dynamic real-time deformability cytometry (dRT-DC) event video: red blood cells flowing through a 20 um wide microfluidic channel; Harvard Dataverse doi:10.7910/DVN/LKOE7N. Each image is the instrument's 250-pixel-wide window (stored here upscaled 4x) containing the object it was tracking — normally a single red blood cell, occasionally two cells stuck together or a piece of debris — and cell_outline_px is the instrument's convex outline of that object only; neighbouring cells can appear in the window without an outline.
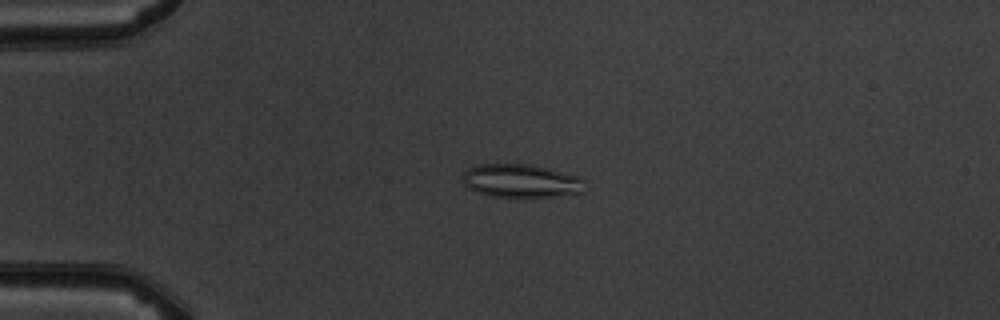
{"species": "common noctule bat (a hibernating species)", "species_latin": "Nyctalus noctula", "temperature_condition": "warm", "stored_images_in_passage": 6, "camera_frame_rate_fps": 3000, "um_per_image_px": 0.085, "animal": {"sex": "male", "body_mass_g": 19.5, "forearm_length_mm": 54.6}, "frame": {"image": 1, "passage_image": 4, "time_ms": 3.667, "image_size_px": [1000, 320], "cell_outline_px": [[584, 192], [552, 196], [492, 196], [476, 192], [468, 188], [464, 184], [464, 172], [468, 168], [480, 164], [528, 164], [548, 168], [580, 176], [584, 180]], "centroid_in_image_um": [44.3, 15.36], "position_along_channel_um": 40.7, "area_um2": 23.52}}
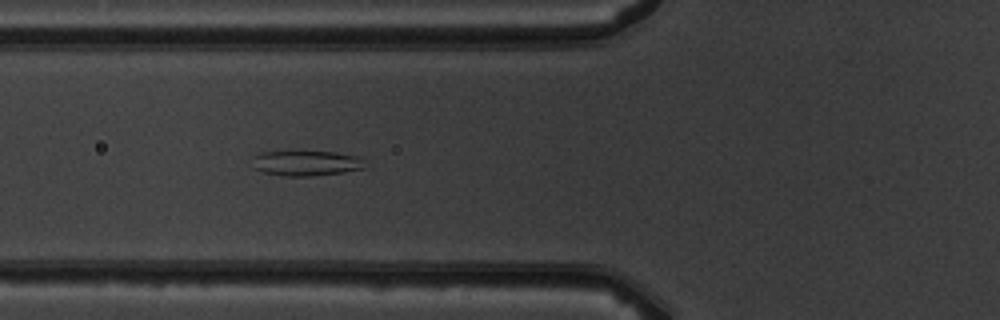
{"frame": {"image": 2, "passage_image": 6, "time_ms": 6.0, "image_size_px": [1000, 320], "cell_outline_px": [[364, 168], [344, 172], [312, 176], [284, 176], [264, 172], [256, 168], [252, 156], [260, 152], [336, 152], [360, 156]], "centroid_in_image_um": [26.03, 13.87], "position_along_channel_um": 99.8, "area_um2": 16.3}}